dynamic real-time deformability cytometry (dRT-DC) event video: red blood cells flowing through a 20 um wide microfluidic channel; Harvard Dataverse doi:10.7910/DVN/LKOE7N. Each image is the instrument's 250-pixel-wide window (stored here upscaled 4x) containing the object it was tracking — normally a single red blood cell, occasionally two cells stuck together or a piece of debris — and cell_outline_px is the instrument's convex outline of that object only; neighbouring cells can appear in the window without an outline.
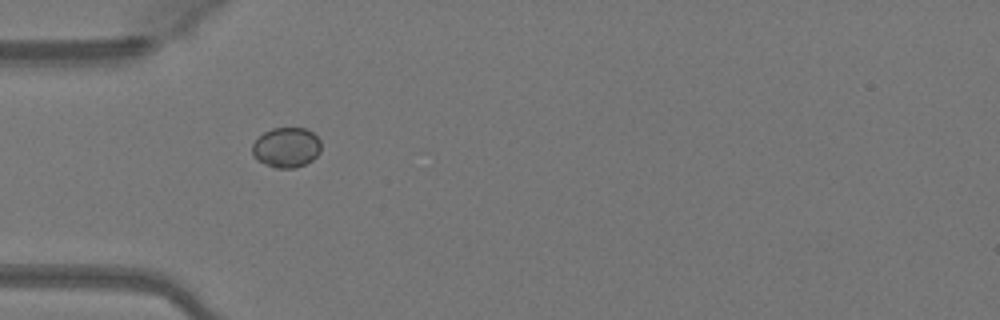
{"species": "Egyptian fruit bat (a non-hibernating species)", "species_latin": "Rousettus aegyptiacus", "temperature_condition": "warm", "stored_images_in_passage": 35, "camera_frame_rate_fps": 3000, "um_per_image_px": 0.085, "animal": {"sex": "female"}, "frame": {"image": 1, "passage_image": 1, "time_ms": 0.0, "image_size_px": [1000, 320], "cell_outline_px": [[320, 152], [312, 160], [304, 164], [292, 168], [276, 168], [264, 164], [256, 160], [252, 152], [252, 144], [264, 132], [272, 128], [304, 128], [312, 132], [320, 140]], "centroid_in_image_um": [24.32, 12.53], "position_along_channel_um": 60.7, "area_um2": 16.01}}
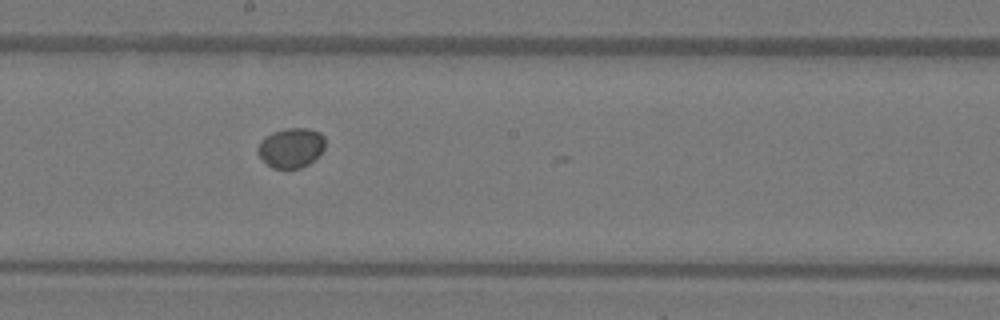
{"frame": {"image": 2, "passage_image": 13, "time_ms": 4.0, "image_size_px": [1000, 320], "cell_outline_px": [[324, 148], [308, 164], [300, 168], [272, 168], [256, 152], [256, 148], [260, 140], [272, 132], [288, 128], [308, 128], [320, 132], [324, 136]], "centroid_in_image_um": [24.71, 12.54], "position_along_channel_um": 223.5, "area_um2": 15.49}}
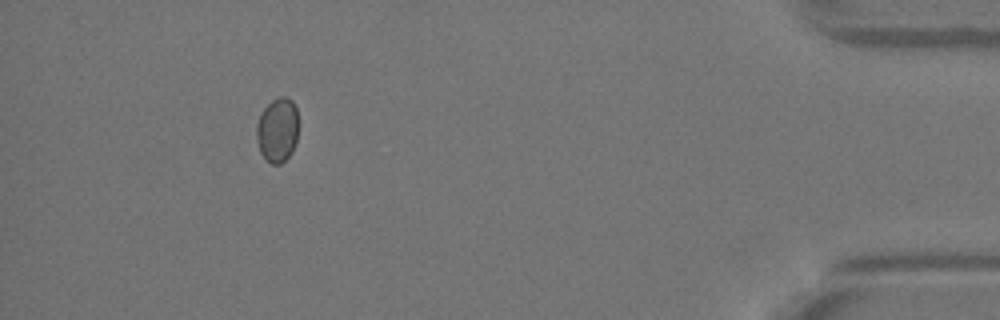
{"frame": {"image": 3, "passage_image": 31, "time_ms": 10.0, "image_size_px": [1000, 320], "cell_outline_px": [[296, 140], [292, 152], [280, 164], [272, 164], [264, 160], [260, 152], [256, 140], [256, 124], [264, 108], [272, 100], [280, 96], [288, 96], [292, 100], [296, 108]], "centroid_in_image_um": [23.55, 11.06], "position_along_channel_um": 411.7, "area_um2": 15.72}}